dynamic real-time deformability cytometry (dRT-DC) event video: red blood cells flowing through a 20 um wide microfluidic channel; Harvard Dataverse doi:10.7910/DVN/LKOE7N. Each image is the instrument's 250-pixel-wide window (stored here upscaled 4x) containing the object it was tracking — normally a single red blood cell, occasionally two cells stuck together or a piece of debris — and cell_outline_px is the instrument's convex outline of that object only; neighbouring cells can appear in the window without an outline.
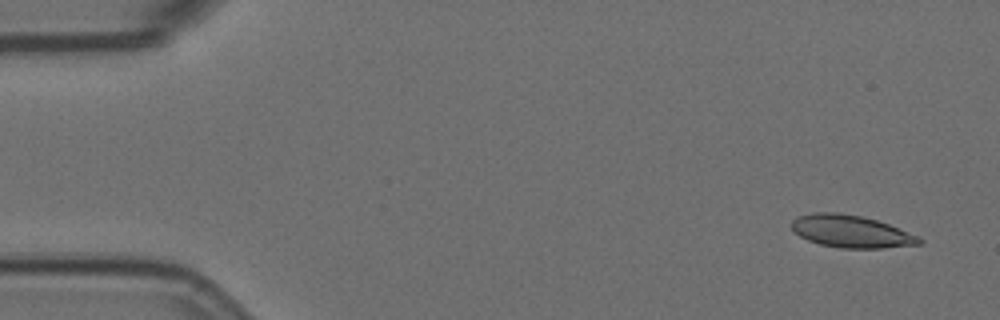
{"species": "Egyptian fruit bat (a non-hibernating species)", "species_latin": "Rousettus aegyptiacus", "temperature_condition": "room temperature", "stored_images_in_passage": 5, "camera_frame_rate_fps": 3000, "um_per_image_px": 0.085, "animal": {"sex": "female"}, "frame": {"image": 1, "passage_image": 1, "time_ms": 0.0, "image_size_px": [1000, 320], "cell_outline_px": [[924, 240], [920, 244], [880, 248], [840, 248], [820, 244], [808, 240], [800, 236], [792, 228], [792, 220], [800, 216], [812, 212], [840, 212], [860, 216], [876, 220], [888, 224], [920, 236]], "centroid_in_image_um": [72.36, 19.67], "position_along_channel_um": 12.6, "area_um2": 23.99}}
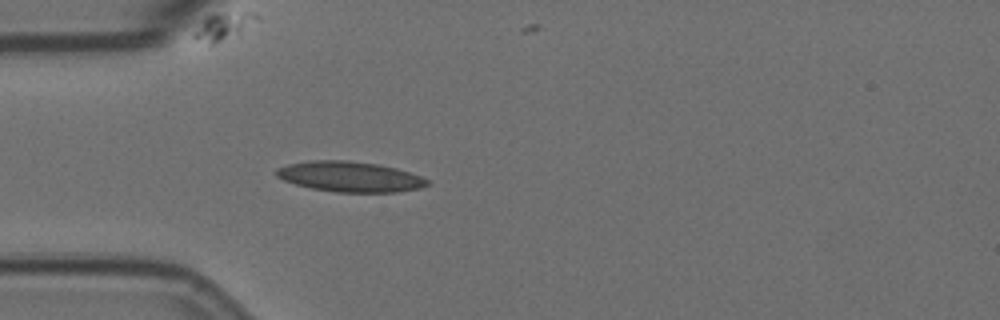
{"frame": {"image": 2, "passage_image": 4, "time_ms": 1.0, "image_size_px": [1000, 320], "cell_outline_px": [[428, 184], [420, 188], [396, 192], [336, 192], [312, 188], [296, 184], [284, 180], [276, 176], [276, 168], [288, 164], [312, 160], [344, 160], [376, 164], [396, 168], [420, 176], [428, 180]], "centroid_in_image_um": [29.72, 15.01], "position_along_channel_um": 55.3, "area_um2": 26.41}}